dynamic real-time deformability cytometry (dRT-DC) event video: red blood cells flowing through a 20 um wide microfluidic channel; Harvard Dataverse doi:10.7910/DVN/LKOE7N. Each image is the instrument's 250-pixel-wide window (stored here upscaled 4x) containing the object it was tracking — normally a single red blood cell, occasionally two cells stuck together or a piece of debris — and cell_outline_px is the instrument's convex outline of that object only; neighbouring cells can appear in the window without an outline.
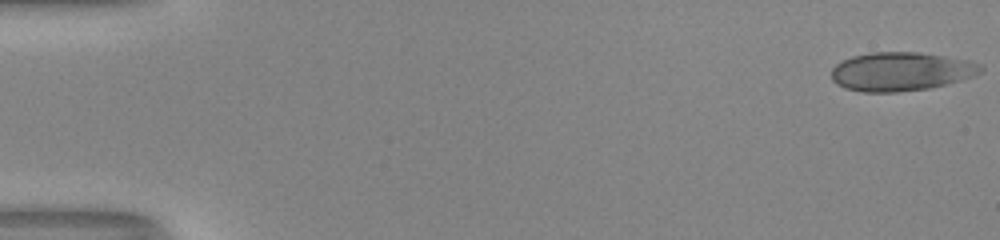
{"species": "human", "species_latin": "Homo sapiens", "temperature_condition": "room temperature", "stored_images_in_passage": 9, "camera_frame_rate_fps": 3000, "um_per_image_px": 0.085, "donor": {"sex": "male"}, "frame": {"image": 1, "passage_image": 1, "time_ms": 0.0, "image_size_px": [1000, 240], "cell_outline_px": [[984, 68], [976, 76], [928, 88], [896, 92], [864, 92], [844, 88], [836, 84], [832, 80], [832, 68], [836, 64], [852, 56], [872, 52], [920, 52], [968, 60], [984, 64]], "centroid_in_image_um": [76.6, 6.07], "position_along_channel_um": 8.4, "area_um2": 33.76}}